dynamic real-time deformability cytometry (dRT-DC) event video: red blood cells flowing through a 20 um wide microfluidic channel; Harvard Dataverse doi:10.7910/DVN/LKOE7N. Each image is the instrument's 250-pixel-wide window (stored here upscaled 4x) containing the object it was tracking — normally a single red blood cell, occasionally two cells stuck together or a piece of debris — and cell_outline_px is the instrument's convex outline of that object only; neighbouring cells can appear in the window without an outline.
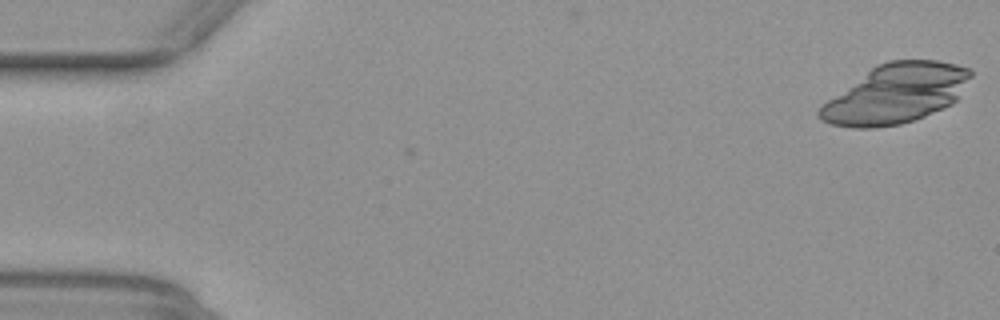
{"species": "common noctule bat (a hibernating species)", "species_latin": "Nyctalus noctula", "temperature_condition": "warm", "stored_images_in_passage": 3, "camera_frame_rate_fps": 3000, "um_per_image_px": 0.085, "animal": {"sex": "female", "body_mass_g": 29.2, "forearm_length_mm": 56.3}, "frame": {"image": 1, "passage_image": 1, "time_ms": 0.0, "image_size_px": [1000, 320], "cell_outline_px": [[960, 68], [956, 80], [936, 108], [916, 116], [912, 116], [912, 88], [928, 64], [944, 64]], "centroid_in_image_um": [79.26, 7.41], "position_along_channel_um": 5.7, "area_um2": 11.44}}